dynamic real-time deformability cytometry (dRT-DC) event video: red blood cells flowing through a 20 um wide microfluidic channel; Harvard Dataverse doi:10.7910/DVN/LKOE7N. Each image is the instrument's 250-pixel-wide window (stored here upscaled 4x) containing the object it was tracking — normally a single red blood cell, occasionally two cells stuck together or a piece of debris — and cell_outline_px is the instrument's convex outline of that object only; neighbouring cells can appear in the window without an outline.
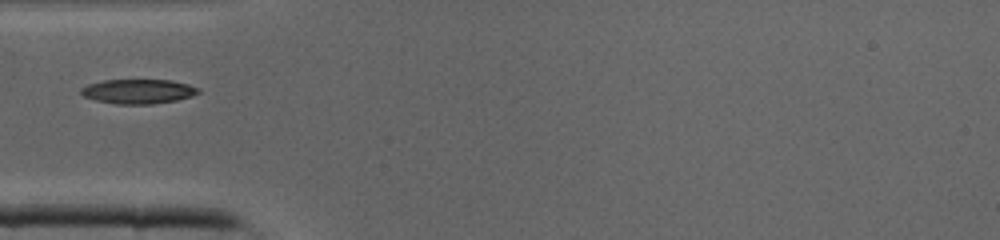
{"species": "common noctule bat (a hibernating species)", "species_latin": "Nyctalus noctula", "temperature_condition": "cold", "stored_images_in_passage": 29, "camera_frame_rate_fps": 3000, "um_per_image_px": 0.085, "animal": {"sex": "male", "body_mass_g": 19.0, "forearm_length_mm": 50.8}, "frame": {"image": 1, "passage_image": 1, "time_ms": 0.0, "image_size_px": [1000, 240], "cell_outline_px": [[200, 92], [192, 96], [176, 100], [152, 104], [116, 104], [96, 100], [84, 96], [80, 92], [80, 88], [88, 84], [104, 80], [172, 80], [188, 84], [200, 88]], "centroid_in_image_um": [11.76, 7.76], "position_along_channel_um": 73.2, "area_um2": 16.76}}
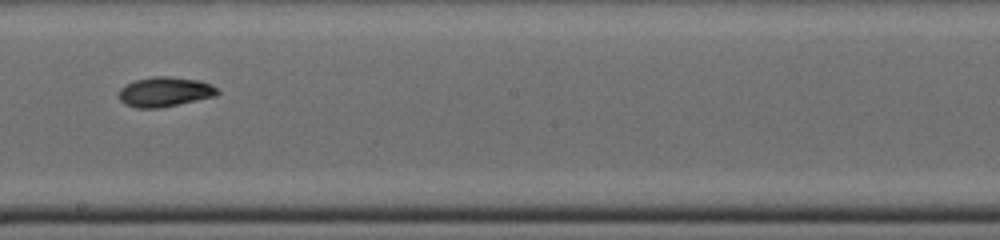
{"frame": {"image": 2, "passage_image": 11, "time_ms": 3.333, "image_size_px": [1000, 240], "cell_outline_px": [[220, 92], [216, 96], [160, 108], [136, 108], [120, 100], [120, 88], [136, 80], [152, 76], [168, 76], [200, 80], [212, 84]], "centroid_in_image_um": [14.06, 7.8], "position_along_channel_um": 234.1, "area_um2": 16.99}}
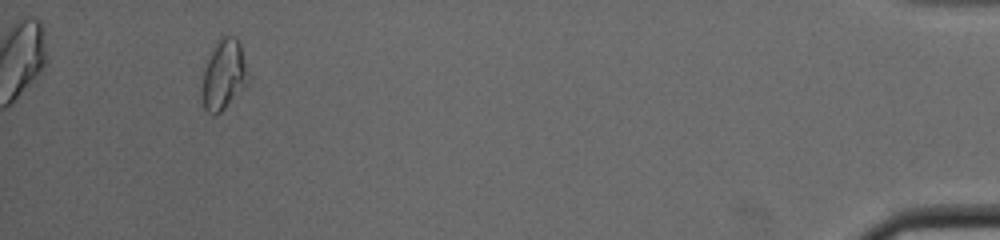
{"frame": {"image": 3, "passage_image": 27, "time_ms": 8.667, "image_size_px": [1000, 240], "cell_outline_px": [[252, 80], [220, 112], [208, 112], [204, 108], [200, 96], [200, 88], [204, 68], [212, 48], [220, 32], [232, 36], [240, 44]], "centroid_in_image_um": [19.02, 6.3], "position_along_channel_um": 416.2, "area_um2": 19.48}}